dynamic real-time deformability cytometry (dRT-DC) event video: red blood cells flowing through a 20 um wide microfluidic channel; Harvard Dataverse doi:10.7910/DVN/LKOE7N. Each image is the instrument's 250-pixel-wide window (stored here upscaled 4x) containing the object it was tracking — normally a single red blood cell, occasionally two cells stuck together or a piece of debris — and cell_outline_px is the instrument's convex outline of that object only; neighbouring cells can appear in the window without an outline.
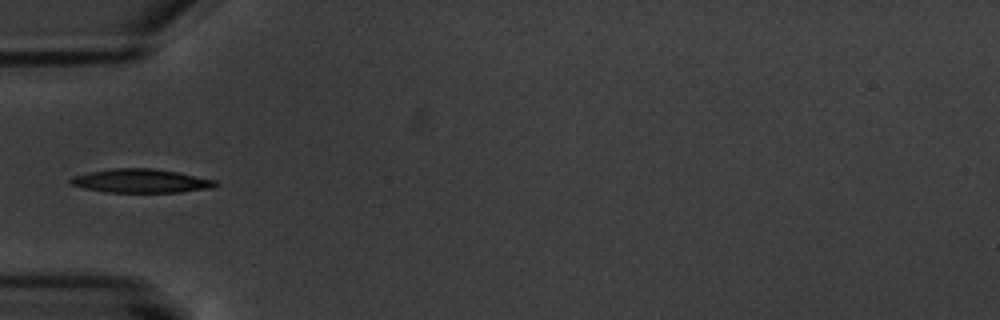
{"species": "common noctule bat (a hibernating species)", "species_latin": "Nyctalus noctula", "temperature_condition": "warm", "stored_images_in_passage": 10, "camera_frame_rate_fps": 3000, "um_per_image_px": 0.085, "animal": {"sex": "male", "body_mass_g": 20.1, "forearm_length_mm": 53.5}, "frame": {"image": 1, "passage_image": 5, "time_ms": 4.667, "image_size_px": [1000, 320], "cell_outline_px": [[220, 184], [212, 188], [180, 192], [108, 192], [84, 188], [72, 184], [68, 180], [72, 176], [88, 172], [112, 168], [152, 168], [180, 172], [216, 180]], "centroid_in_image_um": [12.01, 15.37], "position_along_channel_um": 73.0, "area_um2": 20.17}}
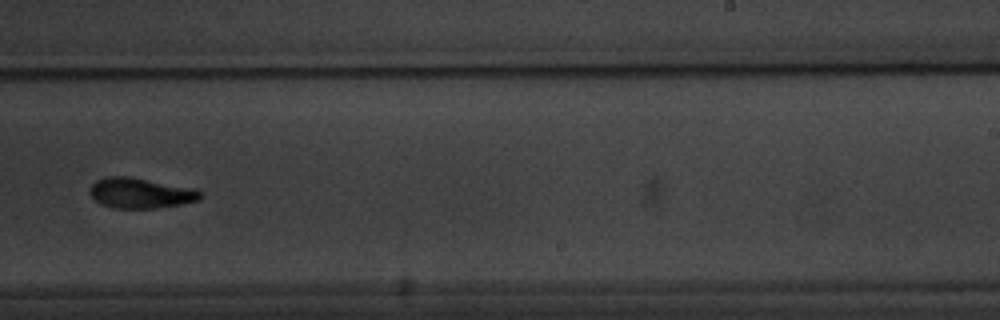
{"frame": {"image": 2, "passage_image": 10, "time_ms": 10.667, "image_size_px": [1000, 320], "cell_outline_px": [[204, 196], [196, 200], [180, 204], [156, 208], [112, 208], [100, 204], [88, 192], [92, 184], [96, 180], [104, 176], [128, 176], [196, 188], [204, 192]], "centroid_in_image_um": [11.95, 16.4], "position_along_channel_um": 277.1, "area_um2": 19.77}}